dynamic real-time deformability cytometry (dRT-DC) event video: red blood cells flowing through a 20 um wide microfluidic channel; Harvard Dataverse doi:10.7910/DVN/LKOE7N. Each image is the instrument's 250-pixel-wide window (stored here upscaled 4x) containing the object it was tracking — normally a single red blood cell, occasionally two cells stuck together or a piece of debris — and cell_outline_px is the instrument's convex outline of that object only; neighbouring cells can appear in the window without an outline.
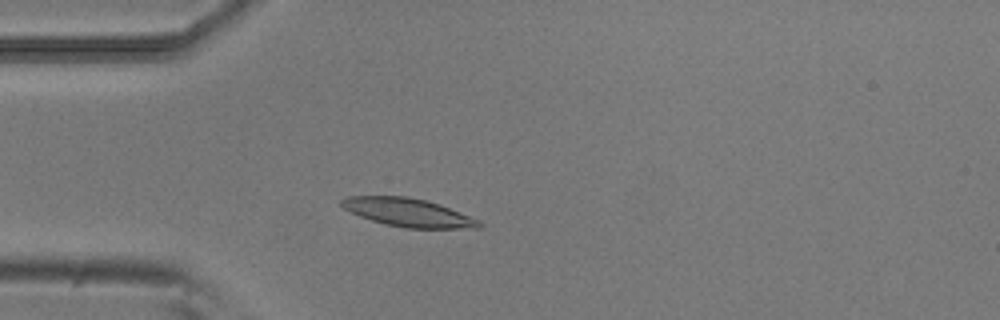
{"species": "common noctule bat (a hibernating species)", "species_latin": "Nyctalus noctula", "temperature_condition": "room temperature", "stored_images_in_passage": 50, "camera_frame_rate_fps": 3000, "um_per_image_px": 0.085, "animal": {"sex": "male", "body_mass_g": 20.5, "forearm_length_mm": 52.5}, "frame": {"image": 1, "passage_image": 11, "time_ms": 3.333, "image_size_px": [1000, 320], "cell_outline_px": [[484, 224], [480, 228], [404, 228], [384, 224], [360, 216], [344, 208], [340, 204], [340, 200], [348, 196], [408, 196], [440, 204], [480, 220]], "centroid_in_image_um": [34.72, 18.06], "position_along_channel_um": 50.3, "area_um2": 22.66}}
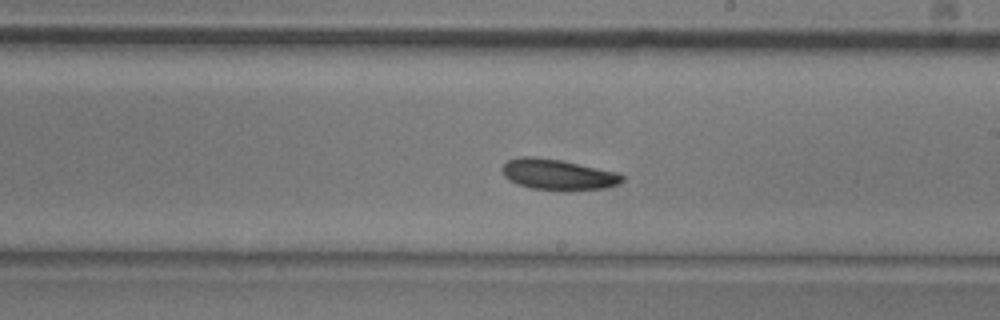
{"frame": {"image": 2, "passage_image": 27, "time_ms": 8.667, "image_size_px": [1000, 320], "cell_outline_px": [[624, 180], [620, 184], [604, 188], [568, 192], [560, 192], [532, 188], [516, 184], [508, 180], [504, 176], [500, 168], [508, 160], [520, 156], [536, 156], [560, 160], [620, 172], [624, 176]], "centroid_in_image_um": [47.44, 14.86], "position_along_channel_um": 241.6, "area_um2": 22.25}}
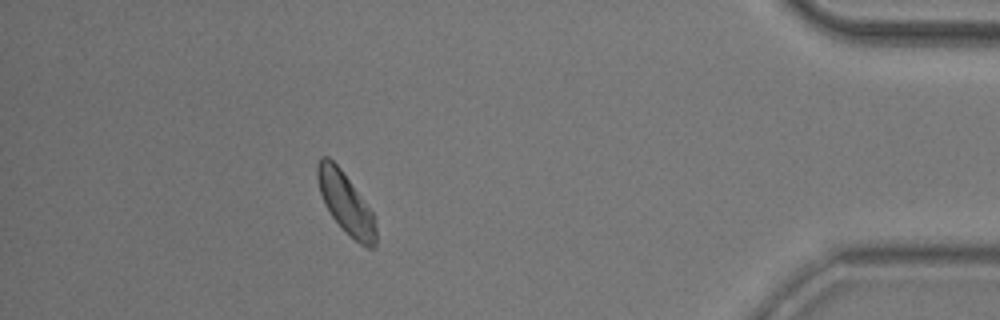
{"frame": {"image": 3, "passage_image": 44, "time_ms": 14.333, "image_size_px": [1000, 320], "cell_outline_px": [[376, 244], [372, 248], [368, 248], [360, 244], [332, 216], [324, 204], [320, 192], [316, 176], [316, 164], [320, 156], [328, 156], [340, 168], [372, 212], [376, 228]], "centroid_in_image_um": [29.36, 17.22], "position_along_channel_um": 405.8, "area_um2": 20.23}, "authors_computed_cell_mechanics": {"area_um2": 21.3282, "velocity_mm_per_s": 3.7744, "shape_relaxation_time_tau1_ms": 3.1713, "shape_relaxation_time_tau2_ms": null, "deformation_change_tau1": 0.0884, "deformation_change_tau2": null}}